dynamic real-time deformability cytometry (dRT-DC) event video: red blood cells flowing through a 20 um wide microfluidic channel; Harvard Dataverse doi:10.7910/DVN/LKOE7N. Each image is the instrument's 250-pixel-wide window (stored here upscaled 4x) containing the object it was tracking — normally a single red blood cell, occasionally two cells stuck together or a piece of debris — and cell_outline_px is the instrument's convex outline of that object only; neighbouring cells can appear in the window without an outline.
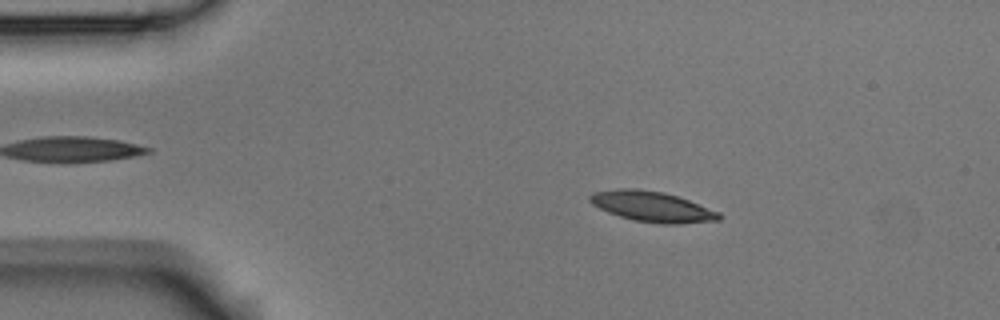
{"species": "Egyptian fruit bat (a non-hibernating species)", "species_latin": "Rousettus aegyptiacus", "temperature_condition": "room temperature", "stored_images_in_passage": 53, "camera_frame_rate_fps": 3000, "um_per_image_px": 0.085, "animal": {"sex": "male"}, "frame": {"image": 1, "passage_image": 9, "time_ms": 2.667, "image_size_px": [1000, 320], "cell_outline_px": [[724, 216], [720, 220], [676, 224], [660, 224], [632, 220], [608, 212], [592, 204], [588, 200], [588, 196], [592, 192], [616, 188], [636, 188], [664, 192], [688, 200], [720, 212]], "centroid_in_image_um": [55.42, 17.56], "position_along_channel_um": 29.6, "area_um2": 23.06}}
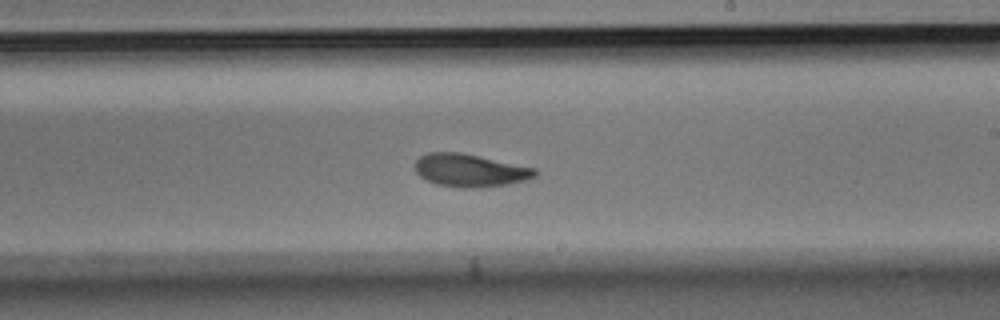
{"frame": {"image": 2, "passage_image": 31, "time_ms": 10.0, "image_size_px": [1000, 320], "cell_outline_px": [[536, 176], [524, 180], [508, 184], [480, 188], [464, 188], [436, 184], [420, 176], [416, 172], [416, 160], [420, 156], [428, 152], [460, 152], [480, 156], [536, 168]], "centroid_in_image_um": [39.95, 14.48], "position_along_channel_um": 249.1, "area_um2": 22.89}}
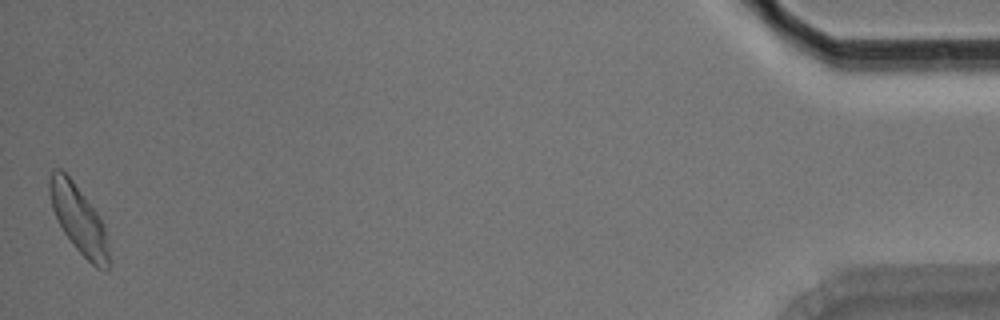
{"frame": {"image": 3, "passage_image": 53, "time_ms": 17.333, "image_size_px": [1000, 320], "cell_outline_px": [[108, 268], [96, 268], [72, 244], [64, 232], [52, 208], [48, 192], [48, 180], [52, 168], [60, 168], [72, 180], [96, 212], [104, 224], [108, 252]], "centroid_in_image_um": [6.64, 18.59], "position_along_channel_um": 428.6, "area_um2": 22.95}, "authors_computed_cell_mechanics": {"area_um2": 22.4842, "velocity_mm_per_s": 3.7159, "shape_relaxation_time_tau1_ms": 2.9909, "shape_relaxation_time_tau2_ms": 3.1318, "deformation_change_tau1": 0.131, "deformation_change_tau2": 0.0903}}